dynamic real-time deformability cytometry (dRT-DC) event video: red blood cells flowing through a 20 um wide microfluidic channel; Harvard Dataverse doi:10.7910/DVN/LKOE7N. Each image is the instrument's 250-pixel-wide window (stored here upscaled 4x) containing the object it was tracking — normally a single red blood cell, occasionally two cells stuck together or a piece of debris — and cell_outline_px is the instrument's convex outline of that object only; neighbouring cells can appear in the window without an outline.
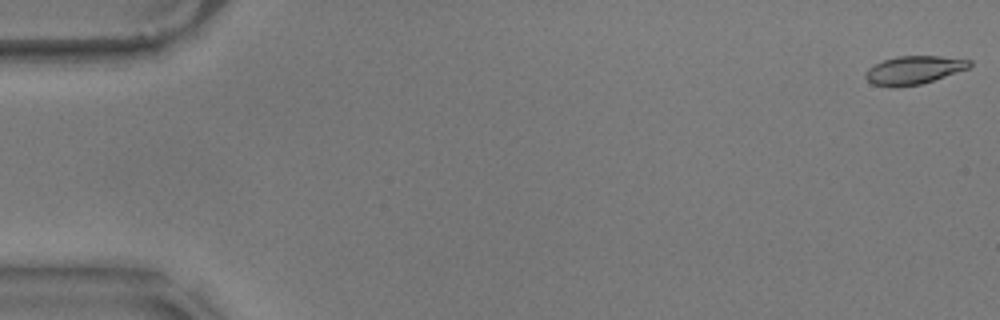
{"species": "common noctule bat (a hibernating species)", "species_latin": "Nyctalus noctula", "temperature_condition": "warm", "stored_images_in_passage": 57, "camera_frame_rate_fps": 3000, "um_per_image_px": 0.085, "animal": {"sex": "male", "body_mass_g": 17.9}, "frame": {"image": 1, "passage_image": 1, "time_ms": 0.0, "image_size_px": [1000, 320], "cell_outline_px": [[972, 64], [968, 68], [920, 84], [896, 88], [892, 88], [872, 84], [864, 76], [864, 72], [868, 68], [884, 60], [896, 56], [940, 56], [972, 60]], "centroid_in_image_um": [77.63, 5.96], "position_along_channel_um": 7.4, "area_um2": 17.11}}
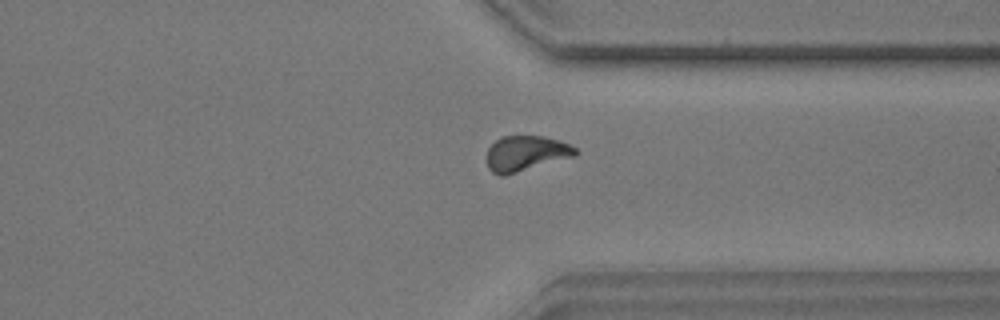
{"frame": {"image": 2, "passage_image": 44, "time_ms": 14.333, "image_size_px": [1000, 320], "cell_outline_px": [[580, 152], [576, 156], [504, 176], [500, 176], [492, 172], [488, 168], [488, 148], [500, 136], [544, 136], [560, 140], [576, 148]], "centroid_in_image_um": [44.73, 13.04], "position_along_channel_um": 366.7, "area_um2": 18.38}}
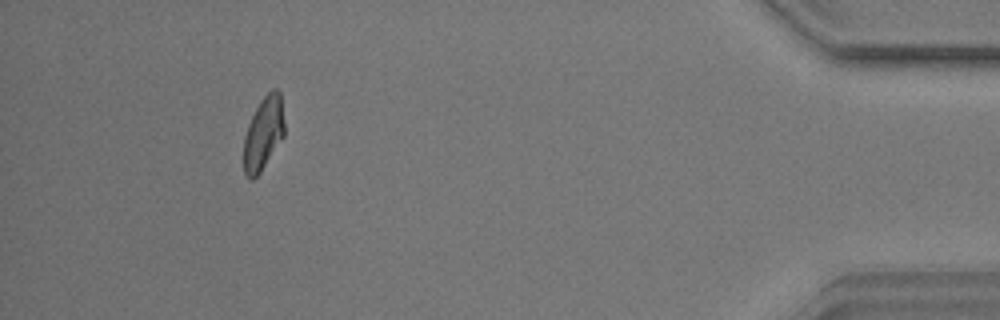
{"frame": {"image": 3, "passage_image": 53, "time_ms": 17.333, "image_size_px": [1000, 320], "cell_outline_px": [[284, 136], [260, 172], [252, 180], [248, 180], [244, 172], [244, 136], [248, 124], [260, 100], [272, 88], [276, 88], [280, 92], [284, 124]], "centroid_in_image_um": [22.38, 11.33], "position_along_channel_um": 412.8, "area_um2": 17.28}, "authors_computed_cell_mechanics": {"area_um2": 17.8602, "velocity_mm_per_s": 3.5408, "shape_relaxation_time_tau1_ms": 7.5962, "shape_relaxation_time_tau2_ms": 2.6862, "deformation_change_tau1": 0.2235, "deformation_change_tau2": 0.0928}}